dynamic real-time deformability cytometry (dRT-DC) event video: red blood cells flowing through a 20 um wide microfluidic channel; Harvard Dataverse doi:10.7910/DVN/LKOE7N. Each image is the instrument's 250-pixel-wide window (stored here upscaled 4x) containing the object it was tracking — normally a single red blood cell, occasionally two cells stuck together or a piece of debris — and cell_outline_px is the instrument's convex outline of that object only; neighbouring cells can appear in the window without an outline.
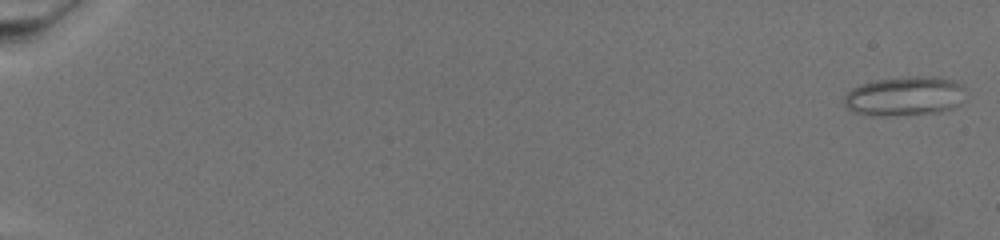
{"species": "common noctule bat (a hibernating species)", "species_latin": "Nyctalus noctula", "temperature_condition": "warm", "stored_images_in_passage": 73, "camera_frame_rate_fps": 3000, "um_per_image_px": 0.085, "animal": {"sex": "female", "body_mass_g": 19.5, "forearm_length_mm": 54.1}, "frame": {"image": 1, "passage_image": 2, "time_ms": 0.333, "image_size_px": [1000, 240], "cell_outline_px": [[960, 88], [956, 104], [952, 108], [936, 112], [872, 116], [856, 112], [848, 108], [844, 104], [844, 96], [852, 88], [860, 84], [876, 80], [916, 76], [936, 76], [952, 80], [960, 84]], "centroid_in_image_um": [76.78, 8.16], "position_along_channel_um": 8.2, "area_um2": 26.82}}
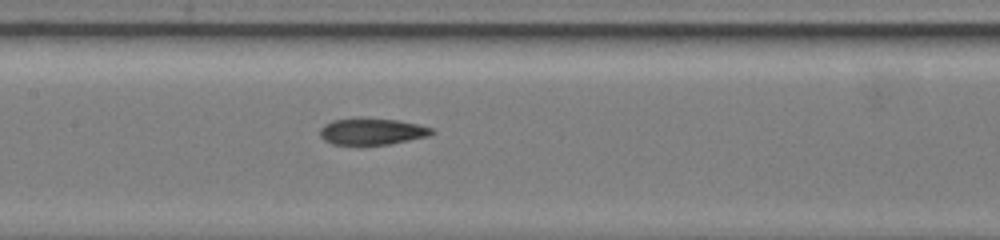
{"frame": {"image": 2, "passage_image": 40, "time_ms": 13.0, "image_size_px": [1000, 240], "cell_outline_px": [[436, 132], [428, 136], [388, 144], [360, 148], [332, 144], [324, 140], [320, 136], [320, 128], [324, 124], [332, 120], [356, 116], [360, 116], [400, 120], [420, 124], [432, 128]], "centroid_in_image_um": [31.56, 11.18], "position_along_channel_um": 175.8, "area_um2": 18.55}}
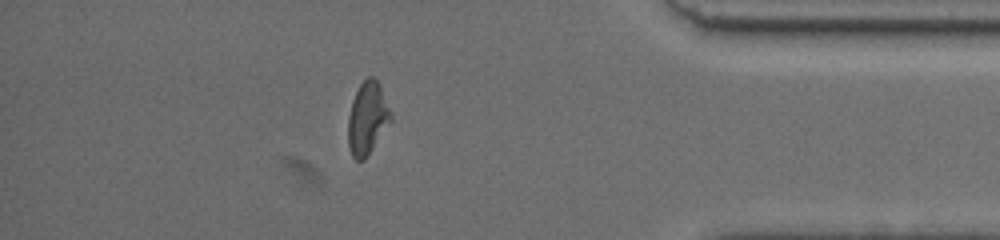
{"frame": {"image": 3, "passage_image": 65, "time_ms": 21.333, "image_size_px": [1000, 240], "cell_outline_px": [[392, 120], [364, 160], [356, 160], [352, 156], [348, 144], [348, 116], [352, 100], [360, 84], [368, 76], [372, 76], [380, 84], [392, 116]], "centroid_in_image_um": [31.22, 10.04], "position_along_channel_um": 404.0, "area_um2": 17.92}}